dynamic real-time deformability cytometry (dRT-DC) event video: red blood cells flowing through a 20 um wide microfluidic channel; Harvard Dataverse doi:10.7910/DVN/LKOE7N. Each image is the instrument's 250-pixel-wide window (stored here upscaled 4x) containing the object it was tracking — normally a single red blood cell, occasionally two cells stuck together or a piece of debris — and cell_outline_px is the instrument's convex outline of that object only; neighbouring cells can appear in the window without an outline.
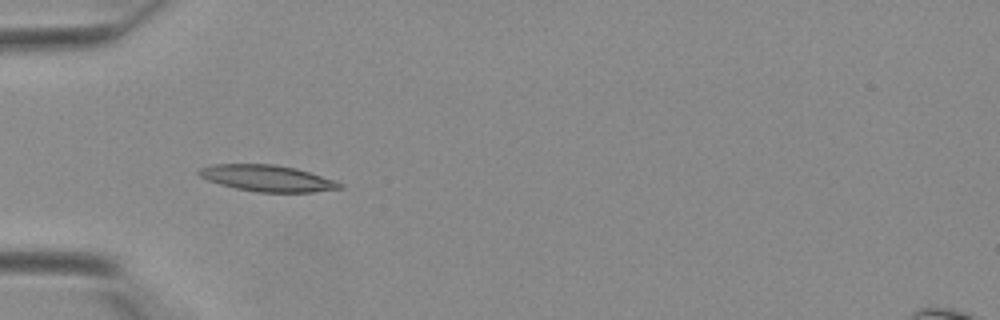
{"species": "Egyptian fruit bat (a non-hibernating species)", "species_latin": "Rousettus aegyptiacus", "temperature_condition": "warm", "stored_images_in_passage": 29, "camera_frame_rate_fps": 3000, "um_per_image_px": 0.085, "animal": {"sex": "female"}, "frame": {"image": 1, "passage_image": 1, "time_ms": 0.0, "image_size_px": [1000, 320], "cell_outline_px": [[344, 188], [312, 192], [256, 192], [236, 188], [220, 184], [208, 180], [200, 176], [196, 172], [200, 168], [212, 164], [276, 164], [296, 168], [336, 180], [344, 184]], "centroid_in_image_um": [22.75, 15.15], "position_along_channel_um": 62.2, "area_um2": 21.73}}
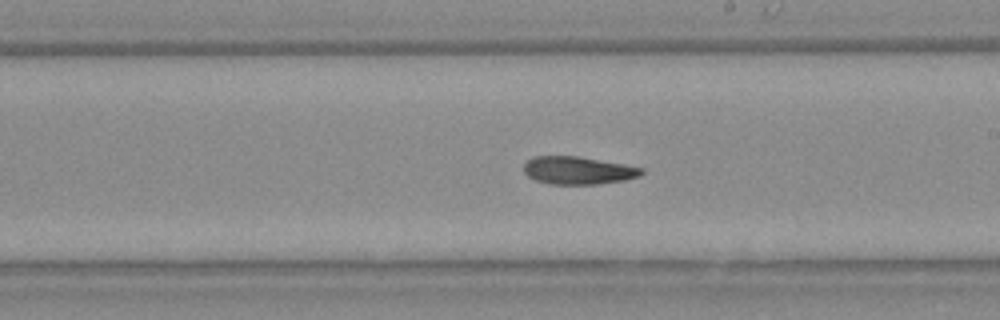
{"frame": {"image": 2, "passage_image": 12, "time_ms": 3.667, "image_size_px": [1000, 320], "cell_outline_px": [[644, 172], [640, 176], [624, 180], [596, 184], [552, 184], [536, 180], [528, 176], [524, 172], [524, 164], [532, 156], [580, 156], [624, 164], [644, 168]], "centroid_in_image_um": [49.15, 14.47], "position_along_channel_um": 239.9, "area_um2": 19.07}}
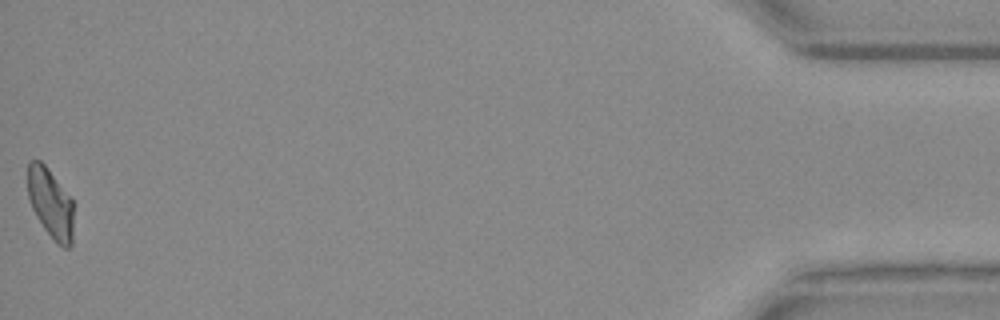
{"frame": {"image": 3, "passage_image": 29, "time_ms": 9.333, "image_size_px": [1000, 320], "cell_outline_px": [[72, 244], [68, 248], [64, 248], [44, 228], [36, 216], [32, 208], [28, 196], [28, 160], [40, 160], [44, 164], [72, 200]], "centroid_in_image_um": [4.27, 17.25], "position_along_channel_um": 430.9, "area_um2": 18.09}}